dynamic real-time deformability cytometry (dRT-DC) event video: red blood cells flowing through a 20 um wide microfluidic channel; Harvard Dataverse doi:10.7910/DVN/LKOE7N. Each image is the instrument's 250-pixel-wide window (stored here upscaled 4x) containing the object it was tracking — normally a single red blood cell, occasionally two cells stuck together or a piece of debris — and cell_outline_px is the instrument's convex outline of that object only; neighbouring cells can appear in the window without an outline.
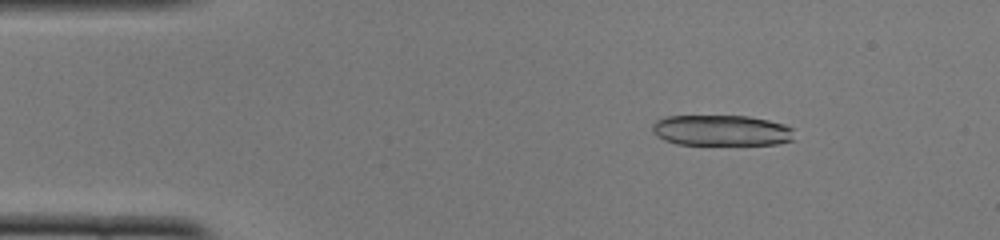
{"species": "common noctule bat (a hibernating species)", "species_latin": "Nyctalus noctula", "temperature_condition": "cold", "stored_images_in_passage": 22, "camera_frame_rate_fps": 3000, "um_per_image_px": 0.085, "animal": {"sex": "female", "body_mass_g": 22.0, "forearm_length_mm": 56.7}, "frame": {"image": 1, "passage_image": 7, "time_ms": 2.0, "image_size_px": [1000, 240], "cell_outline_px": [[796, 140], [776, 144], [676, 144], [664, 140], [656, 136], [652, 132], [652, 124], [656, 120], [668, 116], [748, 116], [768, 120], [784, 124], [792, 128]], "centroid_in_image_um": [61.33, 11.09], "position_along_channel_um": 23.7, "area_um2": 25.61}}
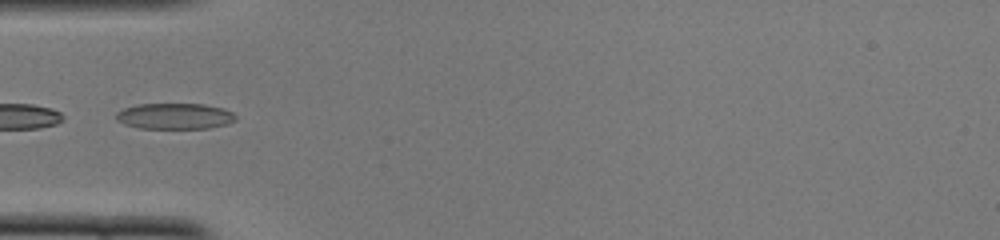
{"frame": {"image": 2, "passage_image": 16, "time_ms": 5.0, "image_size_px": [1000, 240], "cell_outline_px": [[236, 120], [228, 124], [208, 128], [140, 128], [124, 124], [116, 120], [116, 112], [124, 108], [136, 104], [204, 104], [224, 108], [232, 112], [236, 116]], "centroid_in_image_um": [14.86, 9.87], "position_along_channel_um": 70.1, "area_um2": 18.15}}
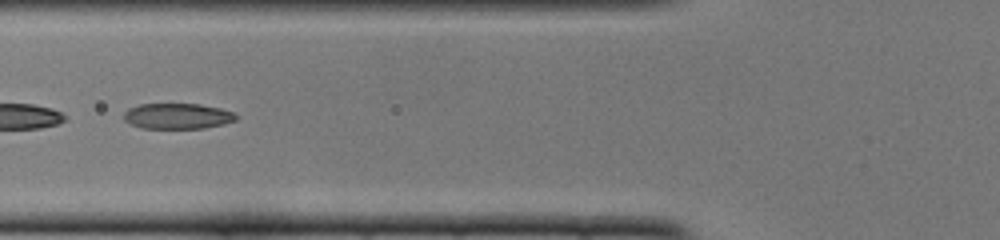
{"frame": {"image": 3, "passage_image": 19, "time_ms": 6.0, "image_size_px": [1000, 240], "cell_outline_px": [[236, 120], [224, 124], [204, 128], [140, 128], [124, 120], [124, 112], [128, 108], [140, 104], [200, 104], [220, 108], [236, 112]], "centroid_in_image_um": [15.1, 9.86], "position_along_channel_um": 110.7, "area_um2": 16.82}}